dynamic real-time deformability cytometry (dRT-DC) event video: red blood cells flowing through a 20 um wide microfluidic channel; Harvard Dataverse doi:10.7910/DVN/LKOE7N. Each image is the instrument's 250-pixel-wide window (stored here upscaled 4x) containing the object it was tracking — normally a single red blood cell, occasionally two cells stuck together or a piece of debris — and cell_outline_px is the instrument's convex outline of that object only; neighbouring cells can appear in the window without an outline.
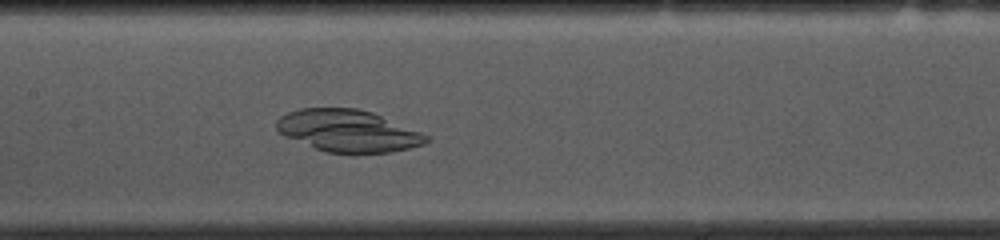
{"species": "common noctule bat (a hibernating species)", "species_latin": "Nyctalus noctula", "temperature_condition": "cold", "stored_images_in_passage": 36, "camera_frame_rate_fps": 3000, "um_per_image_px": 0.085, "animal": {"sex": "female", "body_mass_g": 10.0, "forearm_length_mm": 53.1}, "frame": {"image": 1, "passage_image": 16, "time_ms": 5.0, "image_size_px": [1000, 240], "cell_outline_px": [[432, 136], [424, 144], [408, 148], [388, 152], [356, 156], [352, 156], [328, 152], [316, 148], [284, 136], [276, 128], [276, 120], [280, 116], [288, 112], [300, 108], [356, 108], [372, 112]], "centroid_in_image_um": [29.6, 11.15], "position_along_channel_um": 177.8, "area_um2": 37.22}}